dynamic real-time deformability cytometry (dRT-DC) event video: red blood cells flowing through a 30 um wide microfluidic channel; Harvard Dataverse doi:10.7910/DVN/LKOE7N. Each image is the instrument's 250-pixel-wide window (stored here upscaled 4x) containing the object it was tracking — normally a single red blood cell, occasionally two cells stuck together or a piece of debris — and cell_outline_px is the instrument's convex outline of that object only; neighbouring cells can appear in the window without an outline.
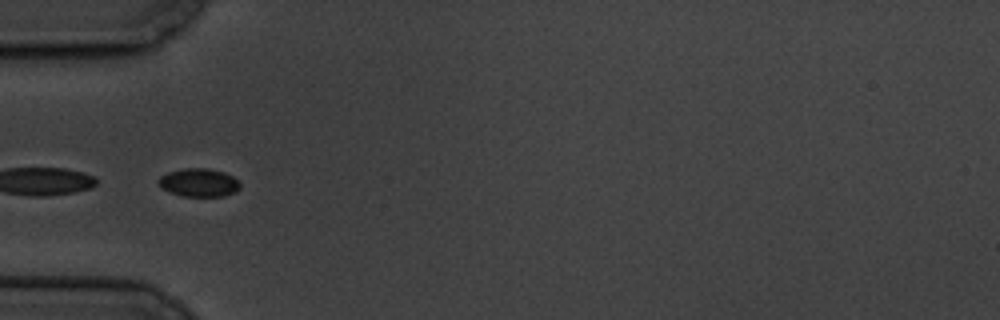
{"species": "common noctule bat (a hibernating species)", "species_latin": "Nyctalus noctula", "temperature_condition": "cold", "stored_images_in_passage": 8, "camera_frame_rate_fps": 3000, "um_per_image_px": 0.085, "animal": {"sex": "male", "body_mass_g": 19.5, "forearm_length_mm": 54.6}, "frame": {"image": 1, "passage_image": 2, "time_ms": 1.0, "image_size_px": [1000, 320], "cell_outline_px": [[240, 188], [236, 192], [224, 196], [180, 196], [160, 188], [156, 184], [156, 180], [160, 176], [168, 172], [184, 168], [208, 168], [224, 172], [232, 176], [240, 184]], "centroid_in_image_um": [16.86, 15.52], "position_along_channel_um": 68.1, "area_um2": 13.64}}
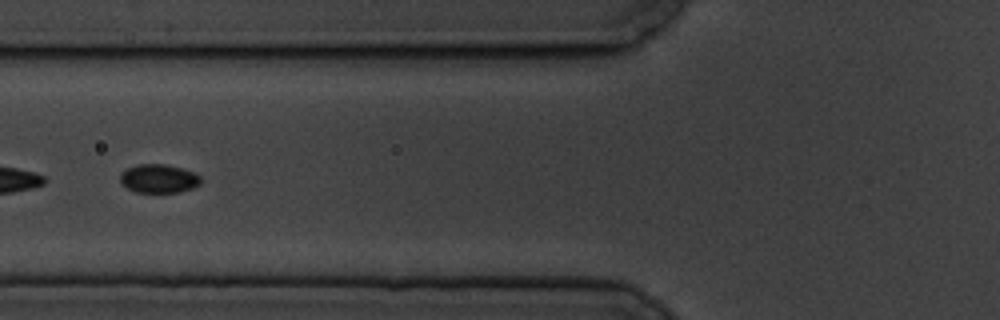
{"frame": {"image": 2, "passage_image": 3, "time_ms": 2.333, "image_size_px": [1000, 320], "cell_outline_px": [[200, 184], [192, 188], [180, 192], [136, 192], [120, 184], [120, 172], [136, 164], [164, 164], [196, 172], [200, 176]], "centroid_in_image_um": [13.48, 15.17], "position_along_channel_um": 112.3, "area_um2": 13.53}}
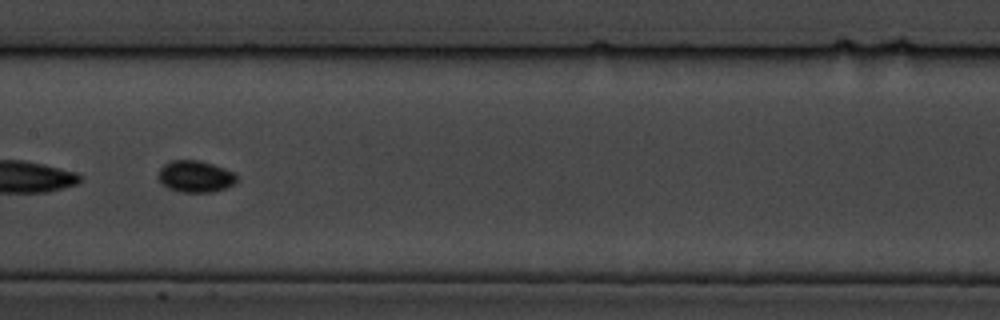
{"frame": {"image": 3, "passage_image": 5, "time_ms": 4.667, "image_size_px": [1000, 320], "cell_outline_px": [[236, 180], [232, 184], [224, 188], [212, 192], [180, 192], [168, 188], [160, 184], [156, 176], [160, 168], [164, 164], [172, 160], [200, 160], [224, 168], [232, 172], [236, 176]], "centroid_in_image_um": [16.52, 14.99], "position_along_channel_um": 190.9, "area_um2": 14.51}}